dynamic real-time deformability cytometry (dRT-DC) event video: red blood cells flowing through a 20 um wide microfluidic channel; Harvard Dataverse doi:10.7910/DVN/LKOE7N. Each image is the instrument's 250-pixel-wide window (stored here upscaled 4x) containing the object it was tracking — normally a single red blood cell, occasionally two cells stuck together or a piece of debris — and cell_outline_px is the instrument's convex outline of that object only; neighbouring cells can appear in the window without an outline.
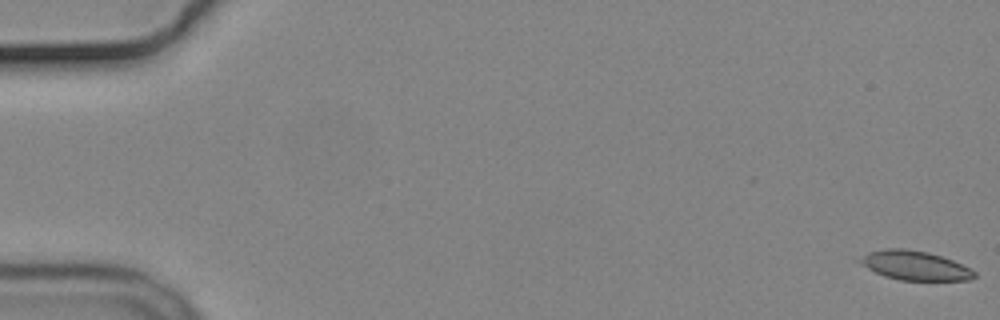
{"species": "common noctule bat (a hibernating species)", "species_latin": "Nyctalus noctula", "temperature_condition": "cold", "stored_images_in_passage": 20, "camera_frame_rate_fps": 3000, "um_per_image_px": 0.085, "animal": {"sex": "male", "body_mass_g": 19.2, "forearm_length_mm": 51.8}, "frame": {"image": 1, "passage_image": 1, "time_ms": 0.0, "image_size_px": [1000, 320], "cell_outline_px": [[976, 276], [972, 280], [900, 280], [884, 276], [860, 264], [856, 260], [868, 252], [884, 248], [904, 248], [928, 252], [952, 260], [976, 272]], "centroid_in_image_um": [77.73, 22.56], "position_along_channel_um": 7.3, "area_um2": 19.42}}
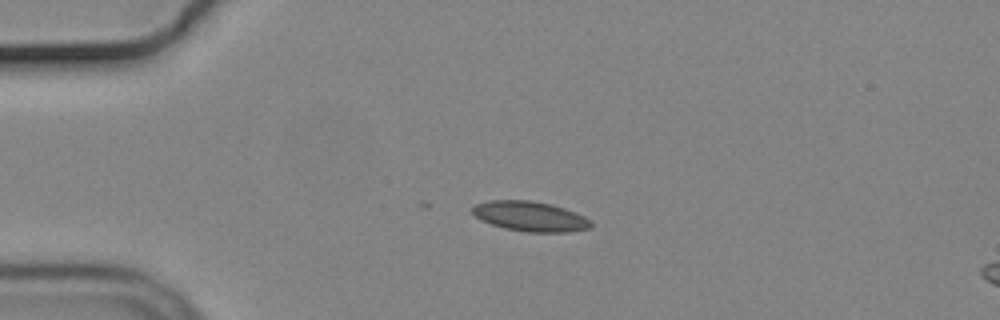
{"frame": {"image": 2, "passage_image": 14, "time_ms": 4.333, "image_size_px": [1000, 320], "cell_outline_px": [[592, 228], [568, 232], [528, 232], [504, 228], [480, 220], [472, 212], [472, 208], [476, 204], [488, 200], [528, 200], [552, 204], [564, 208], [584, 216], [592, 220]], "centroid_in_image_um": [45.09, 18.39], "position_along_channel_um": 39.9, "area_um2": 20.75}}
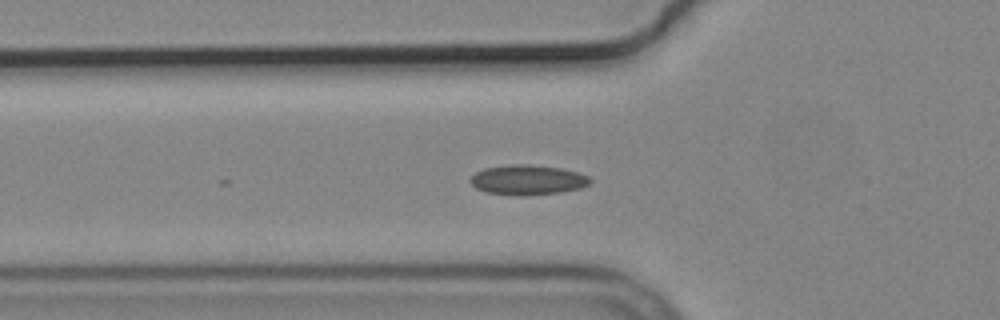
{"frame": {"image": 3, "passage_image": 20, "time_ms": 6.333, "image_size_px": [1000, 320], "cell_outline_px": [[592, 180], [588, 184], [580, 188], [560, 192], [512, 196], [484, 192], [476, 188], [468, 180], [476, 172], [484, 168], [512, 164], [528, 164], [560, 168], [576, 172], [588, 176]], "centroid_in_image_um": [44.8, 15.29], "position_along_channel_um": 81.0, "area_um2": 20.81}}